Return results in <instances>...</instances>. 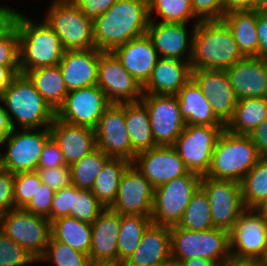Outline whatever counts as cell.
Segmentation results:
<instances>
[{
  "label": "cell",
  "mask_w": 267,
  "mask_h": 266,
  "mask_svg": "<svg viewBox=\"0 0 267 266\" xmlns=\"http://www.w3.org/2000/svg\"><path fill=\"white\" fill-rule=\"evenodd\" d=\"M148 0H116L105 13L93 20L95 48L113 51L131 39L147 34Z\"/></svg>",
  "instance_id": "cell-1"
},
{
  "label": "cell",
  "mask_w": 267,
  "mask_h": 266,
  "mask_svg": "<svg viewBox=\"0 0 267 266\" xmlns=\"http://www.w3.org/2000/svg\"><path fill=\"white\" fill-rule=\"evenodd\" d=\"M244 58L232 32L222 20L200 21L195 25L190 60L192 70H226Z\"/></svg>",
  "instance_id": "cell-2"
},
{
  "label": "cell",
  "mask_w": 267,
  "mask_h": 266,
  "mask_svg": "<svg viewBox=\"0 0 267 266\" xmlns=\"http://www.w3.org/2000/svg\"><path fill=\"white\" fill-rule=\"evenodd\" d=\"M35 22L18 13L15 25L19 37V67L25 74L40 67L56 66L62 60L64 48L60 38L44 20Z\"/></svg>",
  "instance_id": "cell-3"
},
{
  "label": "cell",
  "mask_w": 267,
  "mask_h": 266,
  "mask_svg": "<svg viewBox=\"0 0 267 266\" xmlns=\"http://www.w3.org/2000/svg\"><path fill=\"white\" fill-rule=\"evenodd\" d=\"M0 103L8 114L13 129L49 127L56 117V112L37 92L34 84L25 74H18L7 90L0 96ZM15 120H14V118Z\"/></svg>",
  "instance_id": "cell-4"
},
{
  "label": "cell",
  "mask_w": 267,
  "mask_h": 266,
  "mask_svg": "<svg viewBox=\"0 0 267 266\" xmlns=\"http://www.w3.org/2000/svg\"><path fill=\"white\" fill-rule=\"evenodd\" d=\"M171 259L202 258L222 266L230 257V232L220 228L189 230L178 225L170 227Z\"/></svg>",
  "instance_id": "cell-5"
},
{
  "label": "cell",
  "mask_w": 267,
  "mask_h": 266,
  "mask_svg": "<svg viewBox=\"0 0 267 266\" xmlns=\"http://www.w3.org/2000/svg\"><path fill=\"white\" fill-rule=\"evenodd\" d=\"M260 158L249 135L224 129L217 139L206 177L241 182Z\"/></svg>",
  "instance_id": "cell-6"
},
{
  "label": "cell",
  "mask_w": 267,
  "mask_h": 266,
  "mask_svg": "<svg viewBox=\"0 0 267 266\" xmlns=\"http://www.w3.org/2000/svg\"><path fill=\"white\" fill-rule=\"evenodd\" d=\"M45 21L60 38L64 50L95 48L93 21L71 0H53Z\"/></svg>",
  "instance_id": "cell-7"
},
{
  "label": "cell",
  "mask_w": 267,
  "mask_h": 266,
  "mask_svg": "<svg viewBox=\"0 0 267 266\" xmlns=\"http://www.w3.org/2000/svg\"><path fill=\"white\" fill-rule=\"evenodd\" d=\"M200 181V175L189 172L154 188L152 223L169 227L178 225Z\"/></svg>",
  "instance_id": "cell-8"
},
{
  "label": "cell",
  "mask_w": 267,
  "mask_h": 266,
  "mask_svg": "<svg viewBox=\"0 0 267 266\" xmlns=\"http://www.w3.org/2000/svg\"><path fill=\"white\" fill-rule=\"evenodd\" d=\"M0 231L38 260L51 237V222L23 208H13L0 217Z\"/></svg>",
  "instance_id": "cell-9"
},
{
  "label": "cell",
  "mask_w": 267,
  "mask_h": 266,
  "mask_svg": "<svg viewBox=\"0 0 267 266\" xmlns=\"http://www.w3.org/2000/svg\"><path fill=\"white\" fill-rule=\"evenodd\" d=\"M36 128L13 129L6 139L7 151L0 152V168L12 174L33 172L38 163L46 141L51 137L50 128L36 131Z\"/></svg>",
  "instance_id": "cell-10"
},
{
  "label": "cell",
  "mask_w": 267,
  "mask_h": 266,
  "mask_svg": "<svg viewBox=\"0 0 267 266\" xmlns=\"http://www.w3.org/2000/svg\"><path fill=\"white\" fill-rule=\"evenodd\" d=\"M225 125H186L173 147L190 172L206 176L217 139Z\"/></svg>",
  "instance_id": "cell-11"
},
{
  "label": "cell",
  "mask_w": 267,
  "mask_h": 266,
  "mask_svg": "<svg viewBox=\"0 0 267 266\" xmlns=\"http://www.w3.org/2000/svg\"><path fill=\"white\" fill-rule=\"evenodd\" d=\"M200 187L209 200L213 227L230 232L246 209L242 201L241 183L202 176Z\"/></svg>",
  "instance_id": "cell-12"
},
{
  "label": "cell",
  "mask_w": 267,
  "mask_h": 266,
  "mask_svg": "<svg viewBox=\"0 0 267 266\" xmlns=\"http://www.w3.org/2000/svg\"><path fill=\"white\" fill-rule=\"evenodd\" d=\"M110 104L106 94L97 85L72 90L57 109L56 118L71 125L95 129Z\"/></svg>",
  "instance_id": "cell-13"
},
{
  "label": "cell",
  "mask_w": 267,
  "mask_h": 266,
  "mask_svg": "<svg viewBox=\"0 0 267 266\" xmlns=\"http://www.w3.org/2000/svg\"><path fill=\"white\" fill-rule=\"evenodd\" d=\"M111 103L139 101L142 86L123 67L112 51L99 50L98 79L96 84Z\"/></svg>",
  "instance_id": "cell-14"
},
{
  "label": "cell",
  "mask_w": 267,
  "mask_h": 266,
  "mask_svg": "<svg viewBox=\"0 0 267 266\" xmlns=\"http://www.w3.org/2000/svg\"><path fill=\"white\" fill-rule=\"evenodd\" d=\"M156 146H173L186 127L176 95L143 94Z\"/></svg>",
  "instance_id": "cell-15"
},
{
  "label": "cell",
  "mask_w": 267,
  "mask_h": 266,
  "mask_svg": "<svg viewBox=\"0 0 267 266\" xmlns=\"http://www.w3.org/2000/svg\"><path fill=\"white\" fill-rule=\"evenodd\" d=\"M96 146L111 158H123L133 162L136 153L125 121V103H112L100 117L96 128Z\"/></svg>",
  "instance_id": "cell-16"
},
{
  "label": "cell",
  "mask_w": 267,
  "mask_h": 266,
  "mask_svg": "<svg viewBox=\"0 0 267 266\" xmlns=\"http://www.w3.org/2000/svg\"><path fill=\"white\" fill-rule=\"evenodd\" d=\"M266 247L267 222L256 209L246 208L230 231L231 256L237 259H260Z\"/></svg>",
  "instance_id": "cell-17"
},
{
  "label": "cell",
  "mask_w": 267,
  "mask_h": 266,
  "mask_svg": "<svg viewBox=\"0 0 267 266\" xmlns=\"http://www.w3.org/2000/svg\"><path fill=\"white\" fill-rule=\"evenodd\" d=\"M153 201L154 187L131 164L122 175L115 202L110 208L120 215L151 217Z\"/></svg>",
  "instance_id": "cell-18"
},
{
  "label": "cell",
  "mask_w": 267,
  "mask_h": 266,
  "mask_svg": "<svg viewBox=\"0 0 267 266\" xmlns=\"http://www.w3.org/2000/svg\"><path fill=\"white\" fill-rule=\"evenodd\" d=\"M132 164L154 188L190 172L173 146H156L140 152Z\"/></svg>",
  "instance_id": "cell-19"
},
{
  "label": "cell",
  "mask_w": 267,
  "mask_h": 266,
  "mask_svg": "<svg viewBox=\"0 0 267 266\" xmlns=\"http://www.w3.org/2000/svg\"><path fill=\"white\" fill-rule=\"evenodd\" d=\"M191 78L207 97L216 117L226 126L238 102L226 71L195 69Z\"/></svg>",
  "instance_id": "cell-20"
},
{
  "label": "cell",
  "mask_w": 267,
  "mask_h": 266,
  "mask_svg": "<svg viewBox=\"0 0 267 266\" xmlns=\"http://www.w3.org/2000/svg\"><path fill=\"white\" fill-rule=\"evenodd\" d=\"M147 35L153 42L159 58H170L190 62L193 47V32L198 22H193L190 35L187 23H161L149 19ZM187 56V57H185Z\"/></svg>",
  "instance_id": "cell-21"
},
{
  "label": "cell",
  "mask_w": 267,
  "mask_h": 266,
  "mask_svg": "<svg viewBox=\"0 0 267 266\" xmlns=\"http://www.w3.org/2000/svg\"><path fill=\"white\" fill-rule=\"evenodd\" d=\"M225 71L238 100L267 97V60L245 57Z\"/></svg>",
  "instance_id": "cell-22"
},
{
  "label": "cell",
  "mask_w": 267,
  "mask_h": 266,
  "mask_svg": "<svg viewBox=\"0 0 267 266\" xmlns=\"http://www.w3.org/2000/svg\"><path fill=\"white\" fill-rule=\"evenodd\" d=\"M99 49L66 50L59 68L69 91L97 84Z\"/></svg>",
  "instance_id": "cell-23"
},
{
  "label": "cell",
  "mask_w": 267,
  "mask_h": 266,
  "mask_svg": "<svg viewBox=\"0 0 267 266\" xmlns=\"http://www.w3.org/2000/svg\"><path fill=\"white\" fill-rule=\"evenodd\" d=\"M92 225L91 263H118L120 214L105 208Z\"/></svg>",
  "instance_id": "cell-24"
},
{
  "label": "cell",
  "mask_w": 267,
  "mask_h": 266,
  "mask_svg": "<svg viewBox=\"0 0 267 266\" xmlns=\"http://www.w3.org/2000/svg\"><path fill=\"white\" fill-rule=\"evenodd\" d=\"M112 52L142 87L150 78L159 59L153 42L147 34L129 40Z\"/></svg>",
  "instance_id": "cell-25"
},
{
  "label": "cell",
  "mask_w": 267,
  "mask_h": 266,
  "mask_svg": "<svg viewBox=\"0 0 267 266\" xmlns=\"http://www.w3.org/2000/svg\"><path fill=\"white\" fill-rule=\"evenodd\" d=\"M49 128L68 166L97 148L94 129L71 125L56 117Z\"/></svg>",
  "instance_id": "cell-26"
},
{
  "label": "cell",
  "mask_w": 267,
  "mask_h": 266,
  "mask_svg": "<svg viewBox=\"0 0 267 266\" xmlns=\"http://www.w3.org/2000/svg\"><path fill=\"white\" fill-rule=\"evenodd\" d=\"M191 73V63L188 61L159 58L142 87L143 94L176 95L191 79Z\"/></svg>",
  "instance_id": "cell-27"
},
{
  "label": "cell",
  "mask_w": 267,
  "mask_h": 266,
  "mask_svg": "<svg viewBox=\"0 0 267 266\" xmlns=\"http://www.w3.org/2000/svg\"><path fill=\"white\" fill-rule=\"evenodd\" d=\"M171 259L170 227L151 223L123 266H151Z\"/></svg>",
  "instance_id": "cell-28"
},
{
  "label": "cell",
  "mask_w": 267,
  "mask_h": 266,
  "mask_svg": "<svg viewBox=\"0 0 267 266\" xmlns=\"http://www.w3.org/2000/svg\"><path fill=\"white\" fill-rule=\"evenodd\" d=\"M176 97L186 125H224L192 78L179 90Z\"/></svg>",
  "instance_id": "cell-29"
},
{
  "label": "cell",
  "mask_w": 267,
  "mask_h": 266,
  "mask_svg": "<svg viewBox=\"0 0 267 266\" xmlns=\"http://www.w3.org/2000/svg\"><path fill=\"white\" fill-rule=\"evenodd\" d=\"M257 10L226 12L221 19L245 57H258Z\"/></svg>",
  "instance_id": "cell-30"
},
{
  "label": "cell",
  "mask_w": 267,
  "mask_h": 266,
  "mask_svg": "<svg viewBox=\"0 0 267 266\" xmlns=\"http://www.w3.org/2000/svg\"><path fill=\"white\" fill-rule=\"evenodd\" d=\"M125 121L132 150L136 154L156 147L149 112L141 100L125 103Z\"/></svg>",
  "instance_id": "cell-31"
},
{
  "label": "cell",
  "mask_w": 267,
  "mask_h": 266,
  "mask_svg": "<svg viewBox=\"0 0 267 266\" xmlns=\"http://www.w3.org/2000/svg\"><path fill=\"white\" fill-rule=\"evenodd\" d=\"M25 75L34 84L37 92L56 112L68 94L59 65L36 68L27 71Z\"/></svg>",
  "instance_id": "cell-32"
},
{
  "label": "cell",
  "mask_w": 267,
  "mask_h": 266,
  "mask_svg": "<svg viewBox=\"0 0 267 266\" xmlns=\"http://www.w3.org/2000/svg\"><path fill=\"white\" fill-rule=\"evenodd\" d=\"M267 119V97L238 100L233 117L225 129L234 134L249 135Z\"/></svg>",
  "instance_id": "cell-33"
},
{
  "label": "cell",
  "mask_w": 267,
  "mask_h": 266,
  "mask_svg": "<svg viewBox=\"0 0 267 266\" xmlns=\"http://www.w3.org/2000/svg\"><path fill=\"white\" fill-rule=\"evenodd\" d=\"M51 236L71 248L89 254L92 241V225L71 216L51 222Z\"/></svg>",
  "instance_id": "cell-34"
},
{
  "label": "cell",
  "mask_w": 267,
  "mask_h": 266,
  "mask_svg": "<svg viewBox=\"0 0 267 266\" xmlns=\"http://www.w3.org/2000/svg\"><path fill=\"white\" fill-rule=\"evenodd\" d=\"M131 164L123 158H111L95 179L91 191L105 208L115 202L122 175Z\"/></svg>",
  "instance_id": "cell-35"
},
{
  "label": "cell",
  "mask_w": 267,
  "mask_h": 266,
  "mask_svg": "<svg viewBox=\"0 0 267 266\" xmlns=\"http://www.w3.org/2000/svg\"><path fill=\"white\" fill-rule=\"evenodd\" d=\"M151 223V217L120 215V229L117 242L119 264H123L134 252L145 230Z\"/></svg>",
  "instance_id": "cell-36"
},
{
  "label": "cell",
  "mask_w": 267,
  "mask_h": 266,
  "mask_svg": "<svg viewBox=\"0 0 267 266\" xmlns=\"http://www.w3.org/2000/svg\"><path fill=\"white\" fill-rule=\"evenodd\" d=\"M242 201L247 209H256L267 200V157L258 163L242 179Z\"/></svg>",
  "instance_id": "cell-37"
},
{
  "label": "cell",
  "mask_w": 267,
  "mask_h": 266,
  "mask_svg": "<svg viewBox=\"0 0 267 266\" xmlns=\"http://www.w3.org/2000/svg\"><path fill=\"white\" fill-rule=\"evenodd\" d=\"M110 159L111 157L96 148L91 153L72 163L69 166L72 185L79 189L91 190L98 174Z\"/></svg>",
  "instance_id": "cell-38"
},
{
  "label": "cell",
  "mask_w": 267,
  "mask_h": 266,
  "mask_svg": "<svg viewBox=\"0 0 267 266\" xmlns=\"http://www.w3.org/2000/svg\"><path fill=\"white\" fill-rule=\"evenodd\" d=\"M178 226L189 230L200 231L214 228L209 200L205 191L200 186L193 193Z\"/></svg>",
  "instance_id": "cell-39"
},
{
  "label": "cell",
  "mask_w": 267,
  "mask_h": 266,
  "mask_svg": "<svg viewBox=\"0 0 267 266\" xmlns=\"http://www.w3.org/2000/svg\"><path fill=\"white\" fill-rule=\"evenodd\" d=\"M149 19L152 14L161 17V23H187L189 20H200L194 15L191 0H148Z\"/></svg>",
  "instance_id": "cell-40"
},
{
  "label": "cell",
  "mask_w": 267,
  "mask_h": 266,
  "mask_svg": "<svg viewBox=\"0 0 267 266\" xmlns=\"http://www.w3.org/2000/svg\"><path fill=\"white\" fill-rule=\"evenodd\" d=\"M49 261L55 266H90L89 254L77 251L69 245L55 240L52 236L44 254L37 260Z\"/></svg>",
  "instance_id": "cell-41"
},
{
  "label": "cell",
  "mask_w": 267,
  "mask_h": 266,
  "mask_svg": "<svg viewBox=\"0 0 267 266\" xmlns=\"http://www.w3.org/2000/svg\"><path fill=\"white\" fill-rule=\"evenodd\" d=\"M104 209L91 190L72 185L71 217L92 224Z\"/></svg>",
  "instance_id": "cell-42"
},
{
  "label": "cell",
  "mask_w": 267,
  "mask_h": 266,
  "mask_svg": "<svg viewBox=\"0 0 267 266\" xmlns=\"http://www.w3.org/2000/svg\"><path fill=\"white\" fill-rule=\"evenodd\" d=\"M41 179L36 171L14 174V208H24L41 187Z\"/></svg>",
  "instance_id": "cell-43"
},
{
  "label": "cell",
  "mask_w": 267,
  "mask_h": 266,
  "mask_svg": "<svg viewBox=\"0 0 267 266\" xmlns=\"http://www.w3.org/2000/svg\"><path fill=\"white\" fill-rule=\"evenodd\" d=\"M38 262L26 249L0 231V266H27Z\"/></svg>",
  "instance_id": "cell-44"
},
{
  "label": "cell",
  "mask_w": 267,
  "mask_h": 266,
  "mask_svg": "<svg viewBox=\"0 0 267 266\" xmlns=\"http://www.w3.org/2000/svg\"><path fill=\"white\" fill-rule=\"evenodd\" d=\"M0 65L19 66V37L16 25L0 38Z\"/></svg>",
  "instance_id": "cell-45"
},
{
  "label": "cell",
  "mask_w": 267,
  "mask_h": 266,
  "mask_svg": "<svg viewBox=\"0 0 267 266\" xmlns=\"http://www.w3.org/2000/svg\"><path fill=\"white\" fill-rule=\"evenodd\" d=\"M55 191L47 184L41 183L34 197L23 208L35 215L46 217L51 222V205Z\"/></svg>",
  "instance_id": "cell-46"
},
{
  "label": "cell",
  "mask_w": 267,
  "mask_h": 266,
  "mask_svg": "<svg viewBox=\"0 0 267 266\" xmlns=\"http://www.w3.org/2000/svg\"><path fill=\"white\" fill-rule=\"evenodd\" d=\"M191 6L200 21L221 20L225 14L224 0H191Z\"/></svg>",
  "instance_id": "cell-47"
},
{
  "label": "cell",
  "mask_w": 267,
  "mask_h": 266,
  "mask_svg": "<svg viewBox=\"0 0 267 266\" xmlns=\"http://www.w3.org/2000/svg\"><path fill=\"white\" fill-rule=\"evenodd\" d=\"M36 172L39 174L41 182L47 184L54 191L72 184L71 170L69 166L58 168H37Z\"/></svg>",
  "instance_id": "cell-48"
},
{
  "label": "cell",
  "mask_w": 267,
  "mask_h": 266,
  "mask_svg": "<svg viewBox=\"0 0 267 266\" xmlns=\"http://www.w3.org/2000/svg\"><path fill=\"white\" fill-rule=\"evenodd\" d=\"M66 165L63 154L57 142L51 136L45 143L38 168H58Z\"/></svg>",
  "instance_id": "cell-49"
},
{
  "label": "cell",
  "mask_w": 267,
  "mask_h": 266,
  "mask_svg": "<svg viewBox=\"0 0 267 266\" xmlns=\"http://www.w3.org/2000/svg\"><path fill=\"white\" fill-rule=\"evenodd\" d=\"M14 174L0 168V217L14 208Z\"/></svg>",
  "instance_id": "cell-50"
},
{
  "label": "cell",
  "mask_w": 267,
  "mask_h": 266,
  "mask_svg": "<svg viewBox=\"0 0 267 266\" xmlns=\"http://www.w3.org/2000/svg\"><path fill=\"white\" fill-rule=\"evenodd\" d=\"M72 184L55 191L51 205V222L58 218L71 216Z\"/></svg>",
  "instance_id": "cell-51"
},
{
  "label": "cell",
  "mask_w": 267,
  "mask_h": 266,
  "mask_svg": "<svg viewBox=\"0 0 267 266\" xmlns=\"http://www.w3.org/2000/svg\"><path fill=\"white\" fill-rule=\"evenodd\" d=\"M92 21L110 9L116 0H71Z\"/></svg>",
  "instance_id": "cell-52"
},
{
  "label": "cell",
  "mask_w": 267,
  "mask_h": 266,
  "mask_svg": "<svg viewBox=\"0 0 267 266\" xmlns=\"http://www.w3.org/2000/svg\"><path fill=\"white\" fill-rule=\"evenodd\" d=\"M257 36L259 40L258 58L267 60V11H258Z\"/></svg>",
  "instance_id": "cell-53"
},
{
  "label": "cell",
  "mask_w": 267,
  "mask_h": 266,
  "mask_svg": "<svg viewBox=\"0 0 267 266\" xmlns=\"http://www.w3.org/2000/svg\"><path fill=\"white\" fill-rule=\"evenodd\" d=\"M249 137L257 148L261 157H267V119L260 123Z\"/></svg>",
  "instance_id": "cell-54"
},
{
  "label": "cell",
  "mask_w": 267,
  "mask_h": 266,
  "mask_svg": "<svg viewBox=\"0 0 267 266\" xmlns=\"http://www.w3.org/2000/svg\"><path fill=\"white\" fill-rule=\"evenodd\" d=\"M18 10L9 6H0V38L3 37L14 25Z\"/></svg>",
  "instance_id": "cell-55"
},
{
  "label": "cell",
  "mask_w": 267,
  "mask_h": 266,
  "mask_svg": "<svg viewBox=\"0 0 267 266\" xmlns=\"http://www.w3.org/2000/svg\"><path fill=\"white\" fill-rule=\"evenodd\" d=\"M20 74L19 66L0 65V96L7 90L12 80Z\"/></svg>",
  "instance_id": "cell-56"
},
{
  "label": "cell",
  "mask_w": 267,
  "mask_h": 266,
  "mask_svg": "<svg viewBox=\"0 0 267 266\" xmlns=\"http://www.w3.org/2000/svg\"><path fill=\"white\" fill-rule=\"evenodd\" d=\"M225 13L231 11L255 10V0H224Z\"/></svg>",
  "instance_id": "cell-57"
},
{
  "label": "cell",
  "mask_w": 267,
  "mask_h": 266,
  "mask_svg": "<svg viewBox=\"0 0 267 266\" xmlns=\"http://www.w3.org/2000/svg\"><path fill=\"white\" fill-rule=\"evenodd\" d=\"M12 130L13 128L10 124L8 114L4 109V105H0V145L3 144V141Z\"/></svg>",
  "instance_id": "cell-58"
},
{
  "label": "cell",
  "mask_w": 267,
  "mask_h": 266,
  "mask_svg": "<svg viewBox=\"0 0 267 266\" xmlns=\"http://www.w3.org/2000/svg\"><path fill=\"white\" fill-rule=\"evenodd\" d=\"M222 266H264L260 259H237L230 257Z\"/></svg>",
  "instance_id": "cell-59"
},
{
  "label": "cell",
  "mask_w": 267,
  "mask_h": 266,
  "mask_svg": "<svg viewBox=\"0 0 267 266\" xmlns=\"http://www.w3.org/2000/svg\"><path fill=\"white\" fill-rule=\"evenodd\" d=\"M177 264L179 266H218L215 262L202 258H191L187 260H182Z\"/></svg>",
  "instance_id": "cell-60"
},
{
  "label": "cell",
  "mask_w": 267,
  "mask_h": 266,
  "mask_svg": "<svg viewBox=\"0 0 267 266\" xmlns=\"http://www.w3.org/2000/svg\"><path fill=\"white\" fill-rule=\"evenodd\" d=\"M256 210L262 215L263 219L267 222V200L259 205Z\"/></svg>",
  "instance_id": "cell-61"
},
{
  "label": "cell",
  "mask_w": 267,
  "mask_h": 266,
  "mask_svg": "<svg viewBox=\"0 0 267 266\" xmlns=\"http://www.w3.org/2000/svg\"><path fill=\"white\" fill-rule=\"evenodd\" d=\"M255 10L267 11V0H255Z\"/></svg>",
  "instance_id": "cell-62"
},
{
  "label": "cell",
  "mask_w": 267,
  "mask_h": 266,
  "mask_svg": "<svg viewBox=\"0 0 267 266\" xmlns=\"http://www.w3.org/2000/svg\"><path fill=\"white\" fill-rule=\"evenodd\" d=\"M90 266H123L119 263H91Z\"/></svg>",
  "instance_id": "cell-63"
},
{
  "label": "cell",
  "mask_w": 267,
  "mask_h": 266,
  "mask_svg": "<svg viewBox=\"0 0 267 266\" xmlns=\"http://www.w3.org/2000/svg\"><path fill=\"white\" fill-rule=\"evenodd\" d=\"M260 260L262 261L264 266H267V247L265 249L263 256L260 258Z\"/></svg>",
  "instance_id": "cell-64"
},
{
  "label": "cell",
  "mask_w": 267,
  "mask_h": 266,
  "mask_svg": "<svg viewBox=\"0 0 267 266\" xmlns=\"http://www.w3.org/2000/svg\"><path fill=\"white\" fill-rule=\"evenodd\" d=\"M173 262H162L156 265H151V266H171Z\"/></svg>",
  "instance_id": "cell-65"
},
{
  "label": "cell",
  "mask_w": 267,
  "mask_h": 266,
  "mask_svg": "<svg viewBox=\"0 0 267 266\" xmlns=\"http://www.w3.org/2000/svg\"><path fill=\"white\" fill-rule=\"evenodd\" d=\"M171 266H179L178 264L173 263Z\"/></svg>",
  "instance_id": "cell-66"
}]
</instances>
